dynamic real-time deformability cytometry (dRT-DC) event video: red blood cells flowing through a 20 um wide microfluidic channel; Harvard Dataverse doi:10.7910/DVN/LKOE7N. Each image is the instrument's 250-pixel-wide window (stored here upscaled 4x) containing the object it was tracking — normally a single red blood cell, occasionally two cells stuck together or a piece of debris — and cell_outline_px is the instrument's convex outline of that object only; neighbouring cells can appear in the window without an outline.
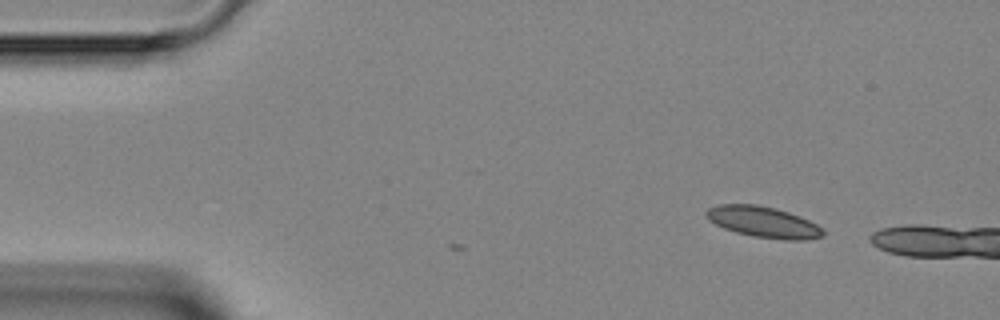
{"species": "Egyptian fruit bat (a non-hibernating species)", "species_latin": "Rousettus aegyptiacus", "temperature_condition": "room temperature", "stored_images_in_passage": 3, "camera_frame_rate_fps": 3000, "um_per_image_px": 0.085, "animal": {"sex": "female"}, "frame": {"image": 1, "passage_image": 1, "time_ms": 0.0, "image_size_px": [1000, 320], "cell_outline_px": [[824, 236], [804, 240], [784, 240], [752, 236], [736, 232], [724, 228], [708, 220], [704, 216], [704, 212], [708, 208], [720, 204], [756, 204], [776, 208], [800, 216], [816, 224], [824, 232]], "centroid_in_image_um": [64.85, 18.87], "position_along_channel_um": 20.2, "area_um2": 21.15}}